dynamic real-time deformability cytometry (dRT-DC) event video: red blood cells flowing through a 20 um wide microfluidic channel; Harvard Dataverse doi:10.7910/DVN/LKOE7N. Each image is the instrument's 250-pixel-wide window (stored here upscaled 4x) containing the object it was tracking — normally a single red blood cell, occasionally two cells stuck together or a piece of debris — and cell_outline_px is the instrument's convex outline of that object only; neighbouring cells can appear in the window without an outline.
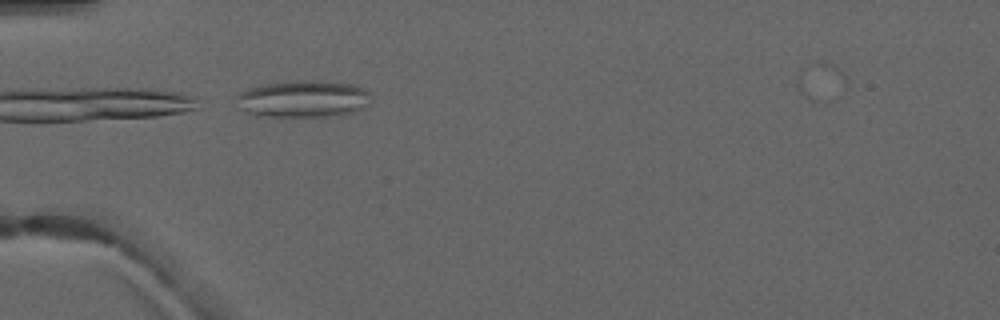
{"species": "common noctule bat (a hibernating species)", "species_latin": "Nyctalus noctula", "temperature_condition": "warm", "stored_images_in_passage": 5, "camera_frame_rate_fps": 3000, "um_per_image_px": 0.085, "animal": {"sex": "male", "forearm_length_mm": 52.5}, "frame": {"image": 1, "passage_image": 5, "time_ms": 5.0, "image_size_px": [1000, 320], "cell_outline_px": [[368, 92], [364, 108], [352, 112], [324, 116], [256, 116], [244, 112], [240, 108], [236, 96], [240, 92], [248, 88], [260, 84], [300, 80], [324, 80], [356, 84], [364, 88]], "centroid_in_image_um": [25.71, 8.38], "position_along_channel_um": 59.3, "area_um2": 29.02}}